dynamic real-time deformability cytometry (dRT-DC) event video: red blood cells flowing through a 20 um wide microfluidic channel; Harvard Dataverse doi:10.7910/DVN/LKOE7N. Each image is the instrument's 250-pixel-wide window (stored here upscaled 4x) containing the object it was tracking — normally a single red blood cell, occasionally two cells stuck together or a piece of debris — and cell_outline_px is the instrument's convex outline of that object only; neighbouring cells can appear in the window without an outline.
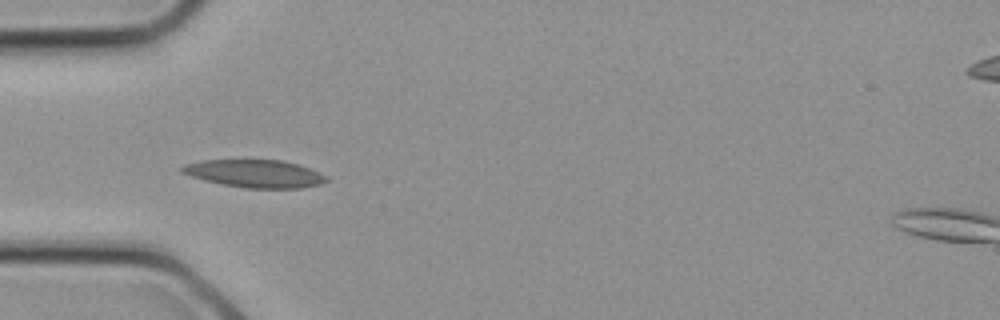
{"species": "common noctule bat (a hibernating species)", "species_latin": "Nyctalus noctula", "temperature_condition": "cold", "stored_images_in_passage": 11, "camera_frame_rate_fps": 3000, "um_per_image_px": 0.085, "animal": {"sex": "female", "body_mass_g": 21.9}, "frame": {"image": 1, "passage_image": 8, "time_ms": 2.333, "image_size_px": [1000, 320], "cell_outline_px": [[328, 180], [320, 184], [300, 188], [248, 188], [224, 184], [204, 180], [180, 172], [180, 168], [184, 164], [204, 160], [284, 160], [300, 164], [320, 172], [328, 176]], "centroid_in_image_um": [21.7, 14.75], "position_along_channel_um": 63.3, "area_um2": 23.35}}
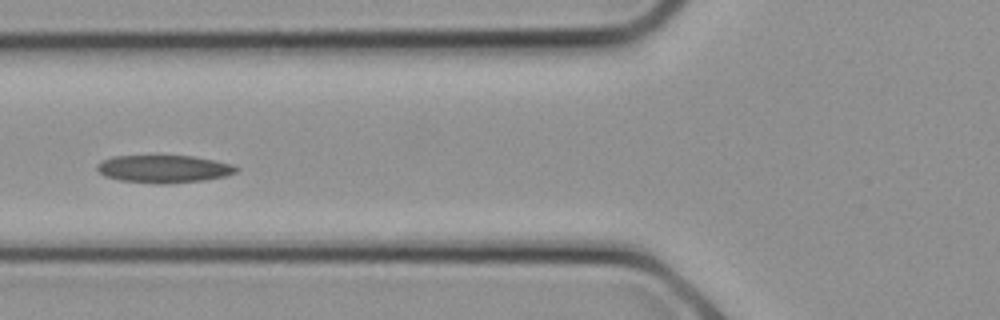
{"frame": {"image": 2, "passage_image": 10, "time_ms": 3.0, "image_size_px": [1000, 320], "cell_outline_px": [[240, 168], [236, 172], [224, 176], [204, 180], [164, 184], [160, 184], [120, 180], [104, 176], [96, 168], [96, 164], [100, 160], [112, 156], [156, 152], [192, 156], [232, 164]], "centroid_in_image_um": [13.84, 14.29], "position_along_channel_um": 112.0, "area_um2": 23.52}}